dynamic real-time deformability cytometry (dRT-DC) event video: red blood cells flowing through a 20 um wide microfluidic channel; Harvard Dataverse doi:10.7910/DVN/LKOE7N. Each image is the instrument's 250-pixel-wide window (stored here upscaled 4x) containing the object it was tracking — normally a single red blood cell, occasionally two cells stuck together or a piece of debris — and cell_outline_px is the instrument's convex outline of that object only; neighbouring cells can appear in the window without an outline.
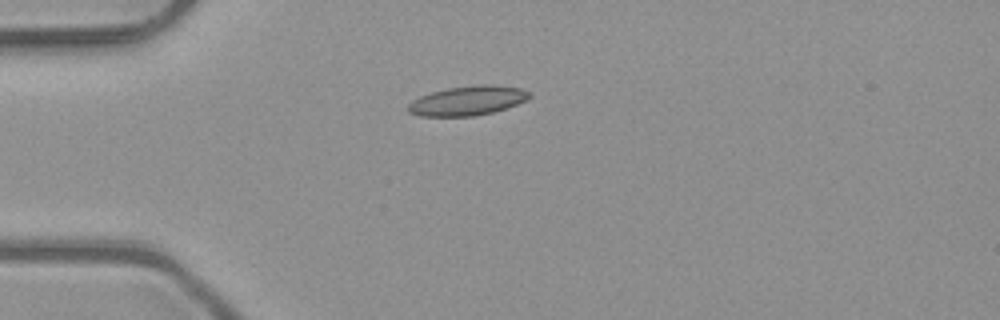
{"species": "common noctule bat (a hibernating species)", "species_latin": "Nyctalus noctula", "temperature_condition": "room temperature", "stored_images_in_passage": 6, "camera_frame_rate_fps": 3000, "um_per_image_px": 0.085, "animal": {"sex": "male", "body_mass_g": 23.1, "forearm_length_mm": 52.7}, "frame": {"image": 1, "passage_image": 4, "time_ms": 1.0, "image_size_px": [1000, 320], "cell_outline_px": [[532, 96], [508, 108], [476, 116], [420, 116], [408, 112], [408, 104], [412, 100], [420, 96], [432, 92], [448, 88], [480, 84], [492, 84], [520, 88], [532, 92]], "centroid_in_image_um": [39.76, 8.55], "position_along_channel_um": 45.2, "area_um2": 20.87}}
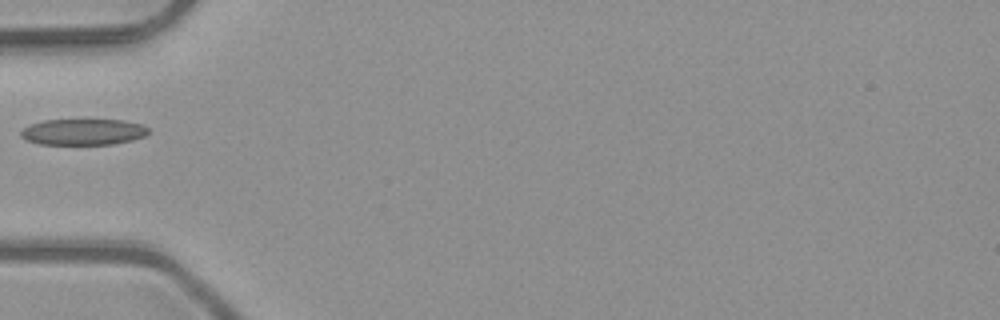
{"frame": {"image": 2, "passage_image": 5, "time_ms": 1.333, "image_size_px": [1000, 320], "cell_outline_px": [[148, 132], [144, 136], [132, 140], [112, 144], [40, 144], [28, 140], [20, 136], [20, 132], [28, 124], [44, 120], [124, 120], [144, 124], [148, 128]], "centroid_in_image_um": [7.08, 11.2], "position_along_channel_um": 77.9, "area_um2": 19.42}}
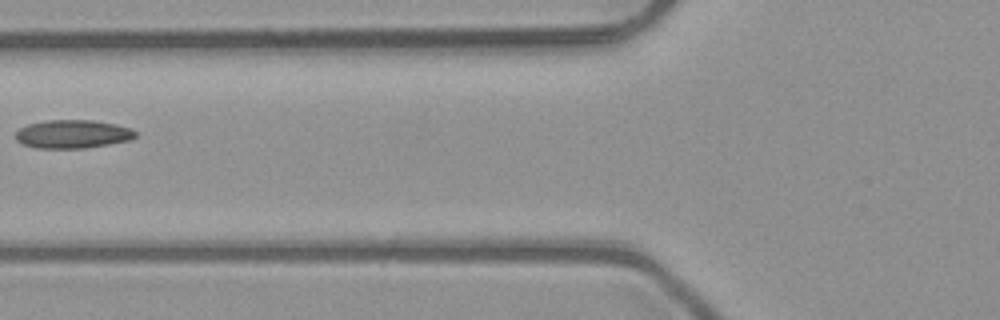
{"frame": {"image": 3, "passage_image": 6, "time_ms": 1.667, "image_size_px": [1000, 320], "cell_outline_px": [[136, 136], [128, 140], [108, 144], [84, 148], [36, 148], [24, 144], [16, 140], [16, 132], [20, 128], [28, 124], [44, 120], [92, 120], [116, 124], [132, 128], [136, 132]], "centroid_in_image_um": [6.17, 11.39], "position_along_channel_um": 119.6, "area_um2": 19.77}}